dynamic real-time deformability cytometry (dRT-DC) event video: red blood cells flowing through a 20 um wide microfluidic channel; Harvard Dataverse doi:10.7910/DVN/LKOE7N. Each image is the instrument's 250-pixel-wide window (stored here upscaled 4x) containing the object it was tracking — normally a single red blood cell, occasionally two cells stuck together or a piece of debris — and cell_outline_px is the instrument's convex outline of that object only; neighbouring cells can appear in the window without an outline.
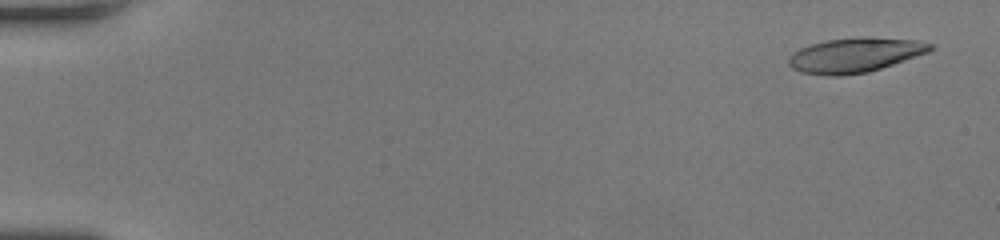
{"species": "human", "species_latin": "Homo sapiens", "temperature_condition": "room temperature", "stored_images_in_passage": 50, "camera_frame_rate_fps": 3000, "um_per_image_px": 0.085, "donor": {"sex": "female"}, "frame": {"image": 1, "passage_image": 3, "time_ms": 0.667, "image_size_px": [1000, 240], "cell_outline_px": [[932, 48], [928, 52], [868, 72], [844, 76], [824, 76], [800, 72], [792, 68], [788, 64], [788, 56], [792, 52], [808, 44], [828, 40], [864, 36], [868, 36], [916, 40], [932, 44]], "centroid_in_image_um": [72.6, 4.68], "position_along_channel_um": 12.4, "area_um2": 28.78}}
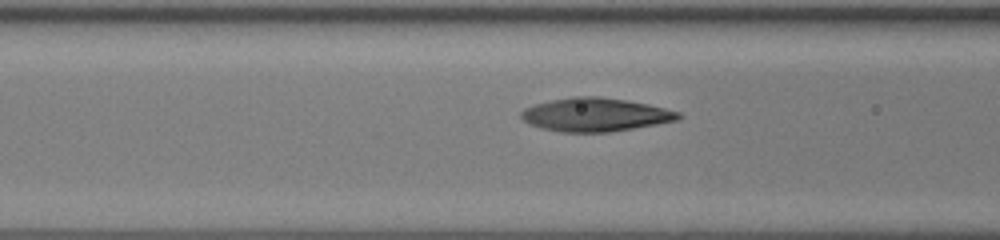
{"frame": {"image": 2, "passage_image": 22, "time_ms": 7.0, "image_size_px": [1000, 240], "cell_outline_px": [[684, 116], [680, 120], [608, 132], [560, 132], [540, 128], [528, 124], [520, 116], [520, 112], [524, 108], [536, 104], [552, 100], [572, 96], [600, 96], [648, 104], [680, 112]], "centroid_in_image_um": [50.6, 9.75], "position_along_channel_um": 116.0, "area_um2": 30.69}}
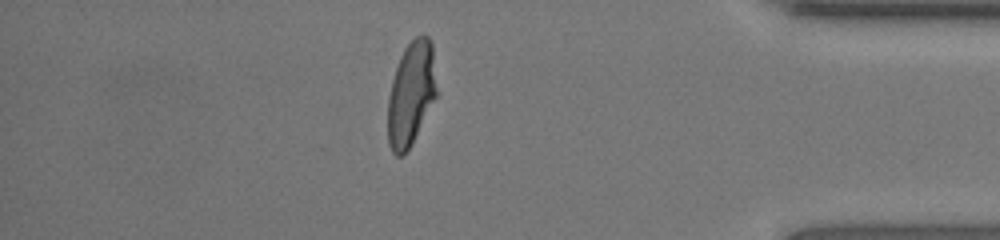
{"frame": {"image": 3, "passage_image": 44, "time_ms": 14.333, "image_size_px": [1000, 240], "cell_outline_px": [[436, 96], [412, 144], [404, 156], [396, 156], [392, 152], [388, 144], [388, 96], [392, 80], [400, 56], [404, 48], [416, 36], [424, 32], [428, 36], [432, 44], [436, 88]], "centroid_in_image_um": [34.92, 7.97], "position_along_channel_um": 400.3, "area_um2": 29.59}, "authors_computed_cell_mechanics": {"area_um2": 29.8826, "velocity_mm_per_s": 4.2978, "shape_relaxation_time_tau1_ms": 4.1922, "shape_relaxation_time_tau2_ms": 0.8599, "deformation_change_tau1": 0.2303, "deformation_change_tau2": 0.0652}}